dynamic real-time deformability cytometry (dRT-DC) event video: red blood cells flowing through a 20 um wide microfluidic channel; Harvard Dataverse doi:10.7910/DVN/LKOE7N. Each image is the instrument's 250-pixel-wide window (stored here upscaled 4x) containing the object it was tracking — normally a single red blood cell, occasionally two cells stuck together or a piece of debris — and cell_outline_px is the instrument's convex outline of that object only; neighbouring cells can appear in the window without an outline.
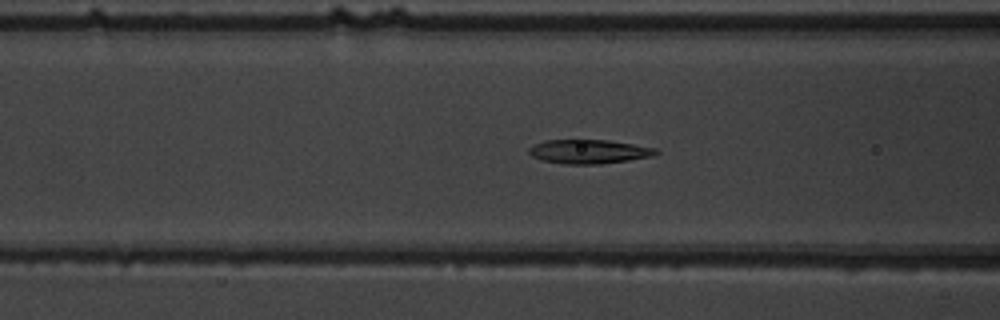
{"species": "common noctule bat (a hibernating species)", "species_latin": "Nyctalus noctula", "temperature_condition": "warm", "stored_images_in_passage": 48, "camera_frame_rate_fps": 3000, "um_per_image_px": 0.085, "animal": {"sex": "male", "body_mass_g": 19.5, "forearm_length_mm": 54.6}, "frame": {"image": 1, "passage_image": 16, "time_ms": 5.0, "image_size_px": [1000, 320], "cell_outline_px": [[660, 152], [652, 156], [628, 160], [600, 164], [564, 164], [540, 160], [532, 156], [528, 152], [528, 148], [544, 140], [608, 140], [656, 148]], "centroid_in_image_um": [50.04, 12.89], "position_along_channel_um": 116.6, "area_um2": 17.74}}
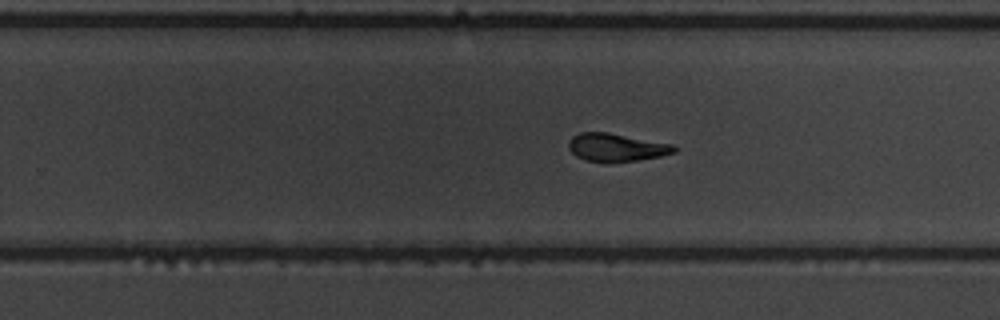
{"frame": {"image": 2, "passage_image": 29, "time_ms": 9.333, "image_size_px": [1000, 320], "cell_outline_px": [[676, 152], [660, 156], [636, 160], [608, 164], [604, 164], [584, 160], [576, 156], [568, 148], [568, 140], [572, 136], [580, 132], [608, 132], [676, 144]], "centroid_in_image_um": [52.38, 12.54], "position_along_channel_um": 277.4, "area_um2": 17.8}}
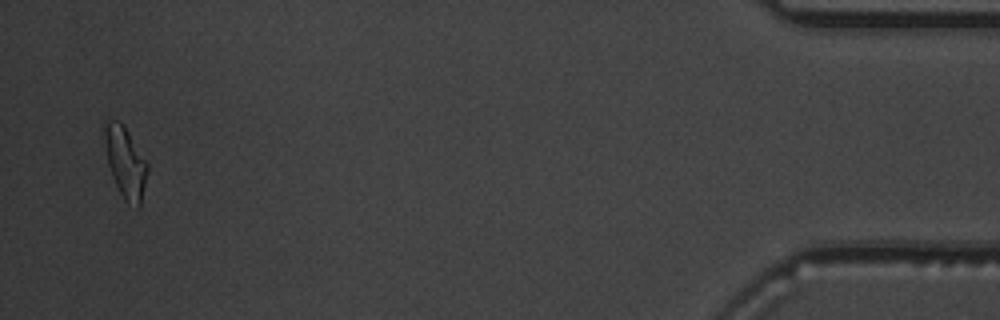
{"frame": {"image": 3, "passage_image": 47, "time_ms": 15.333, "image_size_px": [1000, 320], "cell_outline_px": [[148, 168], [140, 208], [136, 208], [128, 204], [124, 200], [112, 176], [108, 164], [100, 128], [104, 120], [116, 120], [124, 124], [148, 164]], "centroid_in_image_um": [10.61, 13.74], "position_along_channel_um": 424.6, "area_um2": 18.26}, "authors_computed_cell_mechanics": {"area_um2": 18.1203, "velocity_mm_per_s": 3.7129, "shape_relaxation_time_tau1_ms": 4.8647, "shape_relaxation_time_tau2_ms": 3.2965, "deformation_change_tau1": 0.1624, "deformation_change_tau2": 0.1096}}